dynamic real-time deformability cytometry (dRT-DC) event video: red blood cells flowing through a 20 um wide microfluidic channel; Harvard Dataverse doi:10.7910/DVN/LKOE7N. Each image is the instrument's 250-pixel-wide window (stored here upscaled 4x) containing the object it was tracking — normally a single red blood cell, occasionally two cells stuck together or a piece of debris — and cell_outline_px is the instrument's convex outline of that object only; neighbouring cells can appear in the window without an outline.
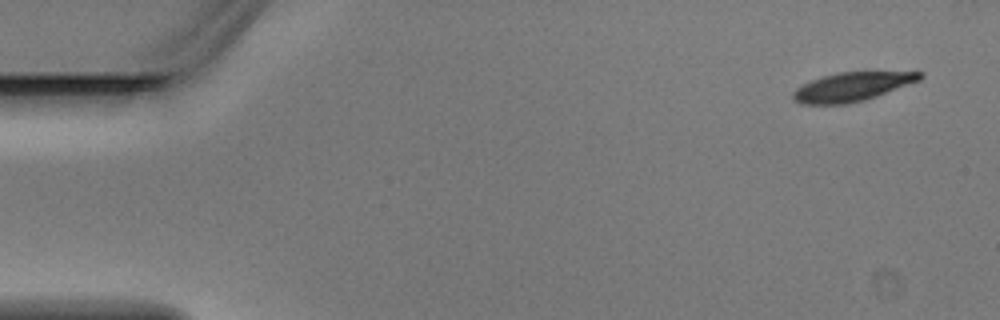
{"species": "Egyptian fruit bat (a non-hibernating species)", "species_latin": "Rousettus aegyptiacus", "temperature_condition": "warm", "stored_images_in_passage": 5, "camera_frame_rate_fps": 3000, "um_per_image_px": 0.085, "animal": {"sex": "male"}, "frame": {"image": 1, "passage_image": 1, "time_ms": 0.0, "image_size_px": [1000, 320], "cell_outline_px": [[924, 76], [920, 80], [876, 96], [864, 100], [848, 104], [800, 104], [792, 100], [792, 92], [796, 88], [812, 80], [824, 76], [840, 72], [924, 72]], "centroid_in_image_um": [72.4, 7.38], "position_along_channel_um": 12.6, "area_um2": 21.15}}
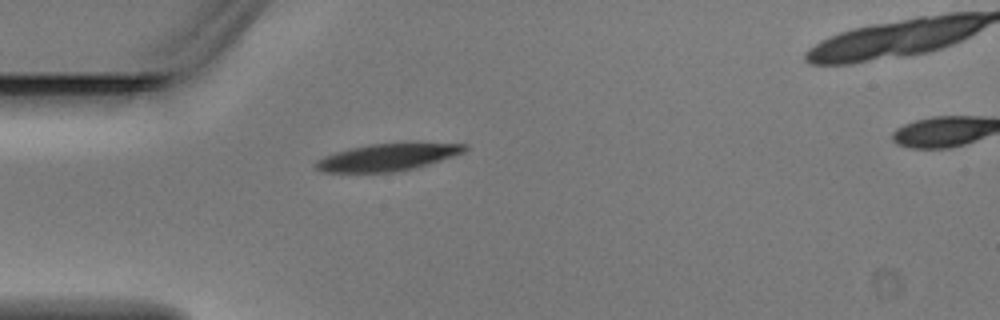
{"frame": {"image": 2, "passage_image": 4, "time_ms": 1.0, "image_size_px": [1000, 320], "cell_outline_px": [[468, 148], [464, 152], [428, 164], [412, 168], [392, 172], [324, 172], [316, 168], [316, 160], [324, 156], [336, 152], [352, 148], [372, 144], [400, 140], [420, 140], [468, 144]], "centroid_in_image_um": [33.07, 13.29], "position_along_channel_um": 51.9, "area_um2": 24.39}}